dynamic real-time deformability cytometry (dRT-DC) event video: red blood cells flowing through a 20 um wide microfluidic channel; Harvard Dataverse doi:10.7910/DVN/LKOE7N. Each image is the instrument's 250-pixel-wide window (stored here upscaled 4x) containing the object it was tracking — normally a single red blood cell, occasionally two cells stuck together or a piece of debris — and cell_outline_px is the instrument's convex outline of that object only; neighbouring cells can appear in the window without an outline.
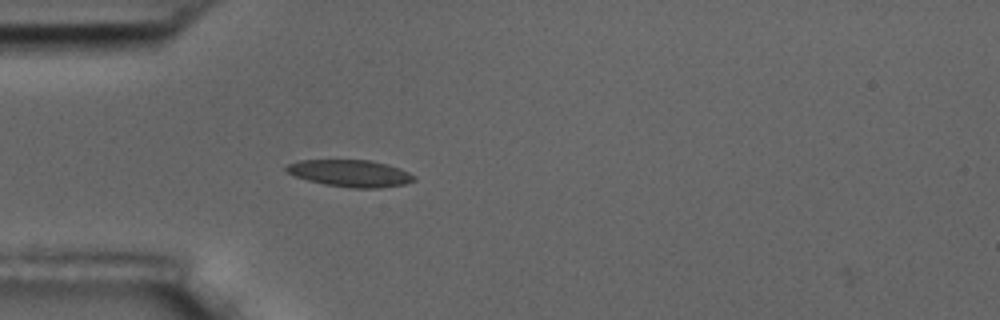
{"species": "common noctule bat (a hibernating species)", "species_latin": "Nyctalus noctula", "temperature_condition": "room temperature", "stored_images_in_passage": 3, "camera_frame_rate_fps": 3000, "um_per_image_px": 0.085, "animal": {"sex": "male", "body_mass_g": 17.5, "forearm_length_mm": 52.3}, "frame": {"image": 1, "passage_image": 3, "time_ms": 3.0, "image_size_px": [1000, 320], "cell_outline_px": [[416, 180], [404, 184], [380, 188], [352, 188], [324, 184], [308, 180], [296, 176], [288, 172], [284, 168], [288, 164], [300, 160], [368, 160], [388, 164], [400, 168], [416, 176]], "centroid_in_image_um": [29.81, 14.73], "position_along_channel_um": 55.2, "area_um2": 20.0}}